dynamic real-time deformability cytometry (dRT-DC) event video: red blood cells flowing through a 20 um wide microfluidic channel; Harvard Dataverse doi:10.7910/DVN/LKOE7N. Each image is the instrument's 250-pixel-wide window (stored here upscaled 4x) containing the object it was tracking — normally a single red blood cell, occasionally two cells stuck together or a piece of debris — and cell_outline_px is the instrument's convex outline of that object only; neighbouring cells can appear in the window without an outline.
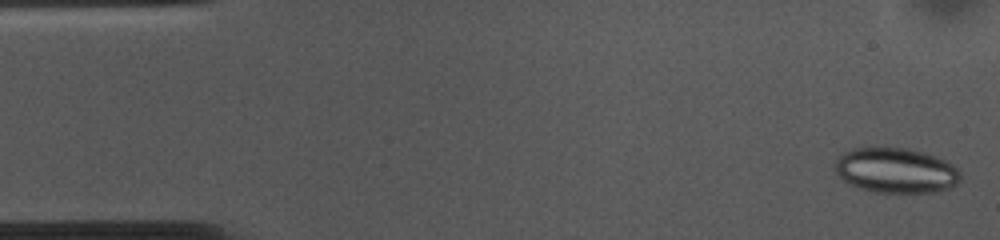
{"species": "common noctule bat (a hibernating species)", "species_latin": "Nyctalus noctula", "temperature_condition": "cold", "stored_images_in_passage": 53, "camera_frame_rate_fps": 3000, "um_per_image_px": 0.085, "animal": {"sex": "female", "body_mass_g": 10.0, "forearm_length_mm": 53.1}, "frame": {"image": 1, "passage_image": 1, "time_ms": 0.0, "image_size_px": [1000, 240], "cell_outline_px": [[960, 180], [952, 188], [936, 192], [876, 192], [860, 188], [844, 180], [836, 172], [832, 164], [844, 152], [852, 148], [904, 148], [924, 152], [944, 160], [952, 164], [960, 172]], "centroid_in_image_um": [76.15, 14.49], "position_along_channel_um": 8.8, "area_um2": 32.83}}
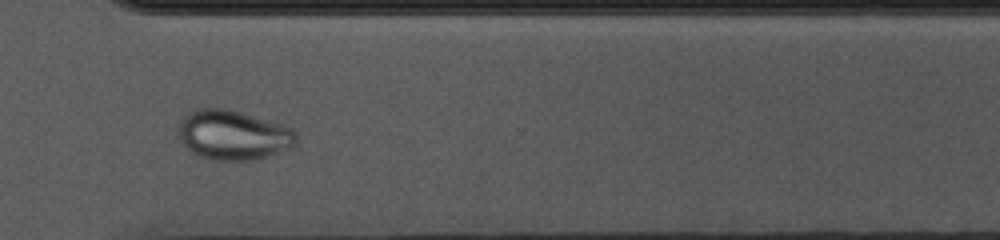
{"frame": {"image": 2, "passage_image": 38, "time_ms": 12.333, "image_size_px": [1000, 240], "cell_outline_px": [[296, 144], [288, 148], [264, 156], [248, 160], [216, 160], [200, 156], [192, 152], [184, 144], [176, 132], [184, 116], [188, 112], [200, 108], [228, 108], [280, 124], [292, 128], [296, 132]], "centroid_in_image_um": [19.78, 11.45], "position_along_channel_um": 350.8, "area_um2": 33.64}}
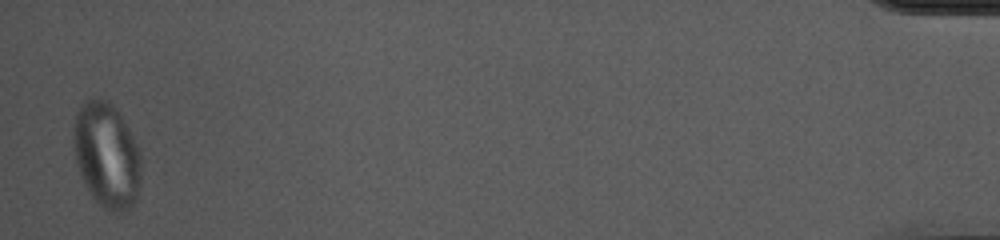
{"frame": {"image": 3, "passage_image": 52, "time_ms": 17.0, "image_size_px": [1000, 240], "cell_outline_px": [[140, 176], [136, 200], [128, 208], [116, 212], [108, 212], [92, 196], [80, 172], [76, 160], [72, 136], [76, 112], [80, 104], [88, 100], [108, 100], [120, 112], [140, 152]], "centroid_in_image_um": [9.06, 13.16], "position_along_channel_um": 426.1, "area_um2": 40.98}}